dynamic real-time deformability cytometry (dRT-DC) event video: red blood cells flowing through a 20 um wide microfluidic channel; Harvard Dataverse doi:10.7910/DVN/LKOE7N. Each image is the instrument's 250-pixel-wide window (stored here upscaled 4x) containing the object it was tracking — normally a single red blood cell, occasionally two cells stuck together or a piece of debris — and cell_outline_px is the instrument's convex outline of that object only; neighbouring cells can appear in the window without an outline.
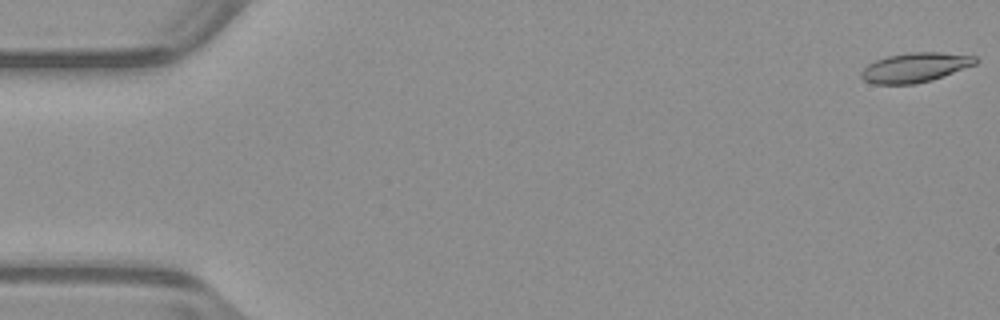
{"species": "common noctule bat (a hibernating species)", "species_latin": "Nyctalus noctula", "temperature_condition": "warm", "stored_images_in_passage": 8, "camera_frame_rate_fps": 3000, "um_per_image_px": 0.085, "animal": {"sex": "male", "body_mass_g": 23.1, "forearm_length_mm": 52.7}, "frame": {"image": 1, "passage_image": 1, "time_ms": 0.0, "image_size_px": [1000, 320], "cell_outline_px": [[980, 60], [976, 64], [932, 80], [916, 84], [872, 84], [864, 80], [860, 76], [860, 72], [868, 64], [876, 60], [888, 56], [908, 52], [940, 52], [976, 56]], "centroid_in_image_um": [77.79, 5.73], "position_along_channel_um": 7.2, "area_um2": 19.77}}